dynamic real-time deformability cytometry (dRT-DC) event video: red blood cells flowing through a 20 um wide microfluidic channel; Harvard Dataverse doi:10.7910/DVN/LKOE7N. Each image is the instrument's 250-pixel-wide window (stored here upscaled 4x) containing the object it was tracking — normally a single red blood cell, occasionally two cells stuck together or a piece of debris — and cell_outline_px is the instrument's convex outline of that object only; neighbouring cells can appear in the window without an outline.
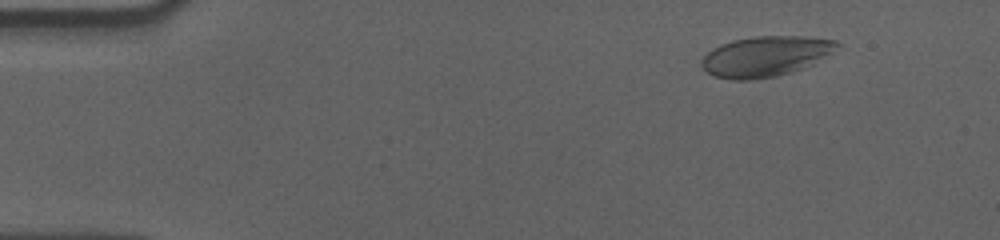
{"species": "human", "species_latin": "Homo sapiens", "temperature_condition": "cold", "stored_images_in_passage": 58, "camera_frame_rate_fps": 3000, "um_per_image_px": 0.085, "donor": {"sex": "male"}, "frame": {"image": 1, "passage_image": 7, "time_ms": 2.0, "image_size_px": [1000, 240], "cell_outline_px": [[840, 44], [832, 52], [812, 64], [804, 68], [792, 72], [776, 76], [748, 80], [732, 80], [712, 76], [700, 64], [700, 60], [712, 48], [720, 44], [732, 40], [756, 36], [804, 36], [836, 40]], "centroid_in_image_um": [65.04, 4.79], "position_along_channel_um": 20.0, "area_um2": 31.91}}
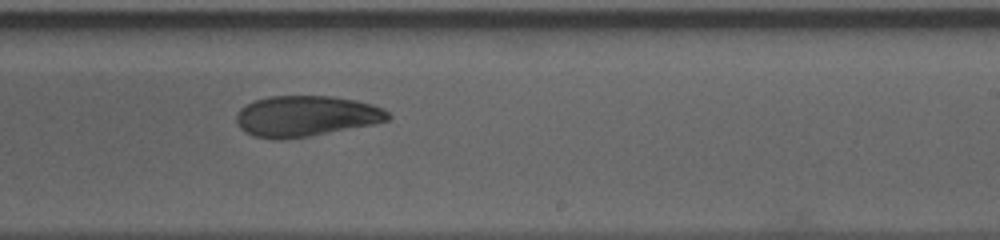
{"frame": {"image": 2, "passage_image": 36, "time_ms": 11.667, "image_size_px": [1000, 240], "cell_outline_px": [[392, 116], [388, 120], [376, 124], [308, 136], [280, 140], [276, 140], [252, 136], [244, 132], [236, 124], [236, 116], [240, 108], [256, 100], [268, 96], [332, 96], [356, 100], [372, 104], [384, 108]], "centroid_in_image_um": [26.01, 9.87], "position_along_channel_um": 263.0, "area_um2": 36.3}}
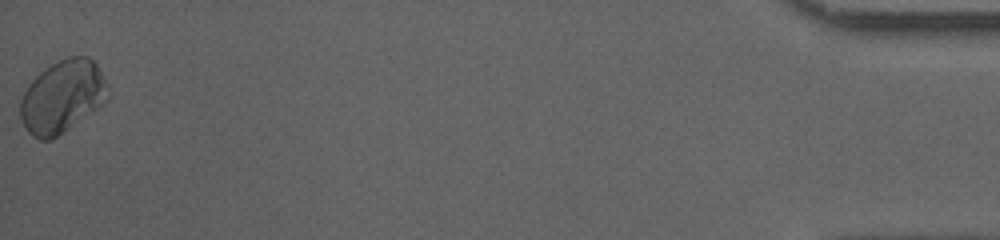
{"frame": {"image": 3, "passage_image": 58, "time_ms": 19.0, "image_size_px": [1000, 240], "cell_outline_px": [[108, 96], [104, 104], [64, 132], [52, 140], [40, 140], [32, 136], [28, 132], [20, 116], [20, 100], [28, 84], [40, 72], [52, 64], [68, 56], [88, 56], [96, 64], [108, 84]], "centroid_in_image_um": [5.31, 8.22], "position_along_channel_um": 429.9, "area_um2": 37.05}, "authors_computed_cell_mechanics": {"area_um2": 36.1539, "velocity_mm_per_s": 3.5414, "shape_relaxation_time_tau1_ms": null, "shape_relaxation_time_tau2_ms": 3.752, "deformation_change_tau1": null, "deformation_change_tau2": 0.0251}}